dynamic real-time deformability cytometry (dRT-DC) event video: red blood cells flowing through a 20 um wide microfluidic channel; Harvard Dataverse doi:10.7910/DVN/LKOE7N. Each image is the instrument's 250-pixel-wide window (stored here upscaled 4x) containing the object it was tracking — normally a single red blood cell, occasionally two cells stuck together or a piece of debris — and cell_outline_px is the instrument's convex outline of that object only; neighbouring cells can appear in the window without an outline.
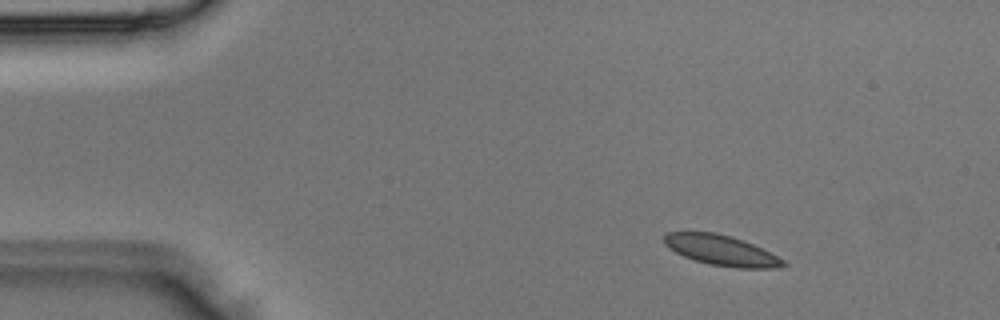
{"species": "Egyptian fruit bat (a non-hibernating species)", "species_latin": "Rousettus aegyptiacus", "temperature_condition": "room temperature", "stored_images_in_passage": 4, "camera_frame_rate_fps": 3000, "um_per_image_px": 0.085, "animal": {"sex": "male"}, "frame": {"image": 1, "passage_image": 1, "time_ms": 0.0, "image_size_px": [1000, 320], "cell_outline_px": [[788, 264], [780, 268], [736, 268], [708, 264], [684, 256], [668, 248], [664, 244], [664, 232], [716, 232], [732, 236], [744, 240], [784, 260]], "centroid_in_image_um": [61.29, 21.27], "position_along_channel_um": 23.7, "area_um2": 21.04}}
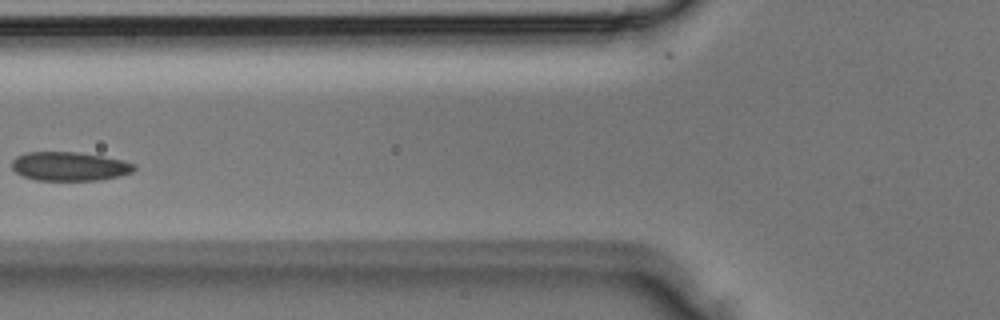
{"frame": {"image": 2, "passage_image": 4, "time_ms": 1.0, "image_size_px": [1000, 320], "cell_outline_px": [[136, 168], [132, 172], [120, 176], [100, 180], [36, 180], [20, 176], [12, 168], [12, 160], [16, 156], [24, 152], [76, 152], [104, 156], [124, 160], [136, 164]], "centroid_in_image_um": [5.91, 14.14], "position_along_channel_um": 119.9, "area_um2": 20.87}}